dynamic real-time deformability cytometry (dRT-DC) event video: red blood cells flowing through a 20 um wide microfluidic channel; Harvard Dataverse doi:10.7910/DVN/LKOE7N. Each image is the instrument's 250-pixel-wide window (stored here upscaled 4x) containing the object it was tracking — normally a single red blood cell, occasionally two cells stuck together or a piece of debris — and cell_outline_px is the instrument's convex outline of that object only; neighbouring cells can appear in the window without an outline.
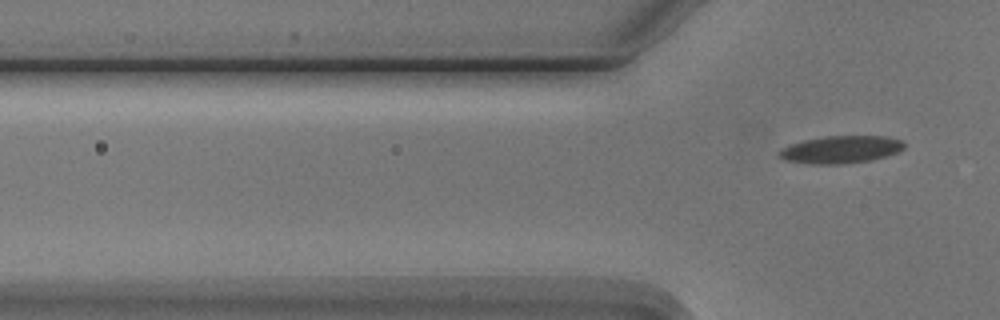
{"species": "Egyptian fruit bat (a non-hibernating species)", "species_latin": "Rousettus aegyptiacus", "temperature_condition": "cold", "stored_images_in_passage": 2, "camera_frame_rate_fps": 3000, "um_per_image_px": 0.085, "animal": {"sex": "male"}, "frame": {"image": 1, "passage_image": 2, "time_ms": 2.0, "image_size_px": [1000, 320], "cell_outline_px": [[904, 148], [896, 152], [884, 156], [868, 160], [840, 164], [812, 164], [784, 160], [776, 156], [776, 152], [780, 148], [788, 144], [804, 140], [824, 136], [884, 136], [900, 140], [904, 144]], "centroid_in_image_um": [71.35, 12.7], "position_along_channel_um": 54.5, "area_um2": 20.0}}